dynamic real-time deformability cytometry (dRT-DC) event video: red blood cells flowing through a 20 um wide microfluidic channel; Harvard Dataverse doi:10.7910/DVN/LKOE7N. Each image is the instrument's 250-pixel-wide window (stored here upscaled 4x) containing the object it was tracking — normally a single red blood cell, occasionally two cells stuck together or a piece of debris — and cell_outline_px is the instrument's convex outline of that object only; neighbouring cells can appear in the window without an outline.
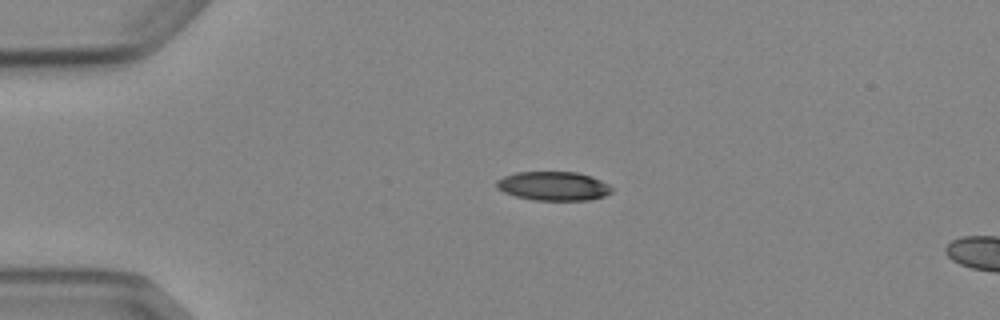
{"species": "Egyptian fruit bat (a non-hibernating species)", "species_latin": "Rousettus aegyptiacus", "temperature_condition": "cold", "stored_images_in_passage": 2, "camera_frame_rate_fps": 3000, "um_per_image_px": 0.085, "animal": {"sex": "female"}, "frame": {"image": 1, "passage_image": 1, "time_ms": 0.0, "image_size_px": [1000, 320], "cell_outline_px": [[612, 192], [604, 196], [588, 200], [536, 200], [516, 196], [504, 192], [496, 188], [496, 180], [504, 176], [516, 172], [576, 172], [592, 176], [608, 184], [612, 188]], "centroid_in_image_um": [47.03, 15.81], "position_along_channel_um": 38.0, "area_um2": 19.42}}